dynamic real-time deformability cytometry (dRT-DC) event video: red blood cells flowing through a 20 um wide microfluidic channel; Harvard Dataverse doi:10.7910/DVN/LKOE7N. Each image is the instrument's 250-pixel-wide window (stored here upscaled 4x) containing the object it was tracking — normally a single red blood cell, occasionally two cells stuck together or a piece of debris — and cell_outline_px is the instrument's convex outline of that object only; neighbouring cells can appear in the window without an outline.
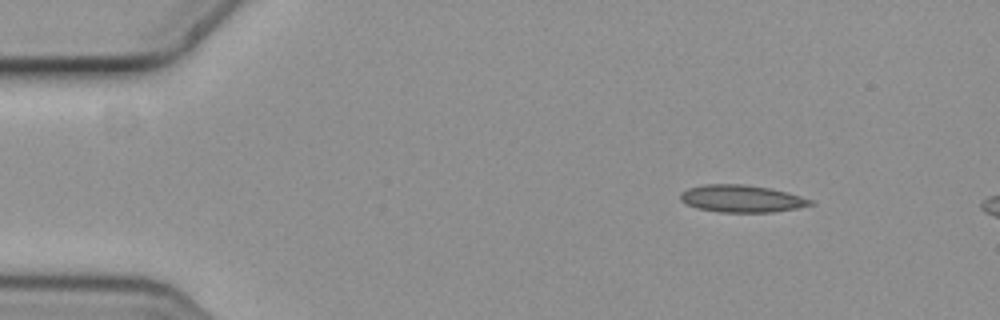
{"species": "common noctule bat (a hibernating species)", "species_latin": "Nyctalus noctula", "temperature_condition": "cold", "stored_images_in_passage": 8, "camera_frame_rate_fps": 3000, "um_per_image_px": 0.085, "animal": {"sex": "female", "body_mass_g": 19.3, "forearm_length_mm": 54.1}, "frame": {"image": 1, "passage_image": 1, "time_ms": 0.0, "image_size_px": [1000, 320], "cell_outline_px": [[816, 204], [796, 208], [772, 212], [716, 212], [696, 208], [680, 200], [680, 196], [688, 188], [704, 184], [744, 184], [768, 188], [800, 196], [812, 200]], "centroid_in_image_um": [63.03, 16.89], "position_along_channel_um": 22.0, "area_um2": 20.46}}
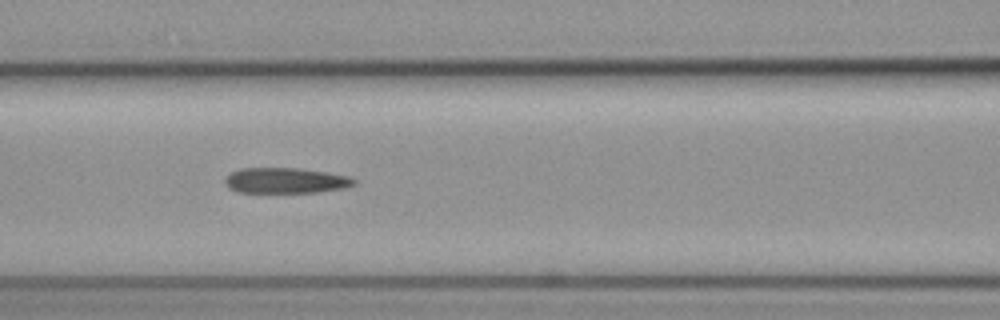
{"frame": {"image": 2, "passage_image": 6, "time_ms": 1.667, "image_size_px": [1000, 320], "cell_outline_px": [[356, 184], [344, 188], [316, 192], [236, 192], [228, 188], [224, 180], [232, 172], [240, 168], [300, 168], [348, 176], [356, 180]], "centroid_in_image_um": [24.26, 15.34], "position_along_channel_um": 142.3, "area_um2": 19.07}}
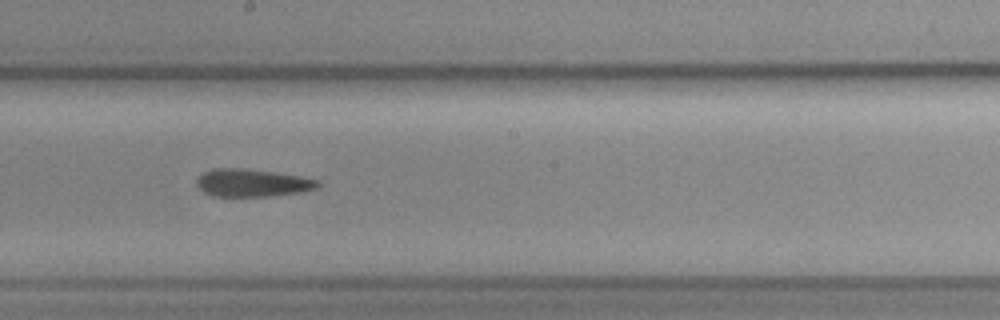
{"frame": {"image": 3, "passage_image": 8, "time_ms": 2.333, "image_size_px": [1000, 320], "cell_outline_px": [[320, 184], [316, 188], [304, 192], [268, 196], [212, 196], [204, 192], [196, 184], [196, 180], [204, 172], [212, 168], [244, 168], [272, 172], [320, 180]], "centroid_in_image_um": [21.43, 15.54], "position_along_channel_um": 226.8, "area_um2": 19.42}}